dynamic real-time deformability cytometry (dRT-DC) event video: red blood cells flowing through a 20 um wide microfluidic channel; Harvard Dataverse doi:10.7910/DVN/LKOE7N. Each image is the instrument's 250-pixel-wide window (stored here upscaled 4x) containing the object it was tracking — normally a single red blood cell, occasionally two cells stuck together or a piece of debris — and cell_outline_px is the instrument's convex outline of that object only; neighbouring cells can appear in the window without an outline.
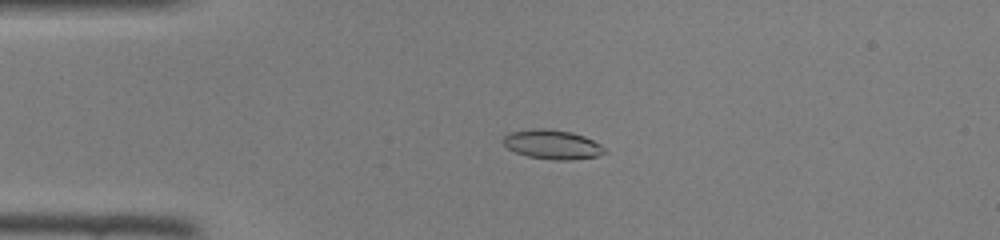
{"species": "common noctule bat (a hibernating species)", "species_latin": "Nyctalus noctula", "temperature_condition": "room temperature", "stored_images_in_passage": 47, "camera_frame_rate_fps": 3000, "um_per_image_px": 0.085, "animal": {"sex": "female", "body_mass_g": 22.0, "forearm_length_mm": 56.7}, "frame": {"image": 1, "passage_image": 11, "time_ms": 3.333, "image_size_px": [1000, 240], "cell_outline_px": [[608, 152], [596, 156], [572, 160], [552, 160], [528, 156], [516, 152], [508, 148], [504, 144], [504, 136], [508, 132], [532, 128], [552, 128], [572, 132], [584, 136], [608, 148]], "centroid_in_image_um": [46.98, 12.27], "position_along_channel_um": 38.0, "area_um2": 17.57}}
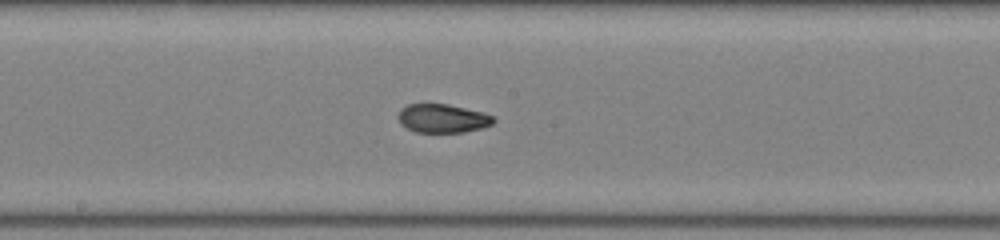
{"frame": {"image": 2, "passage_image": 25, "time_ms": 8.0, "image_size_px": [1000, 240], "cell_outline_px": [[496, 120], [492, 124], [480, 128], [464, 132], [416, 132], [400, 124], [396, 116], [400, 108], [408, 104], [448, 104], [484, 112], [492, 116]], "centroid_in_image_um": [37.59, 10.05], "position_along_channel_um": 210.6, "area_um2": 16.01}}
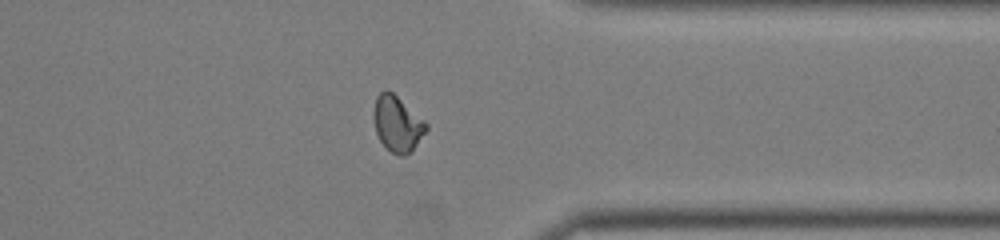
{"frame": {"image": 3, "passage_image": 37, "time_ms": 12.0, "image_size_px": [1000, 240], "cell_outline_px": [[428, 128], [412, 152], [404, 156], [400, 156], [392, 152], [380, 140], [376, 132], [372, 116], [372, 112], [376, 96], [384, 88], [388, 88], [424, 120], [428, 124]], "centroid_in_image_um": [33.76, 10.49], "position_along_channel_um": 377.6, "area_um2": 17.22}}